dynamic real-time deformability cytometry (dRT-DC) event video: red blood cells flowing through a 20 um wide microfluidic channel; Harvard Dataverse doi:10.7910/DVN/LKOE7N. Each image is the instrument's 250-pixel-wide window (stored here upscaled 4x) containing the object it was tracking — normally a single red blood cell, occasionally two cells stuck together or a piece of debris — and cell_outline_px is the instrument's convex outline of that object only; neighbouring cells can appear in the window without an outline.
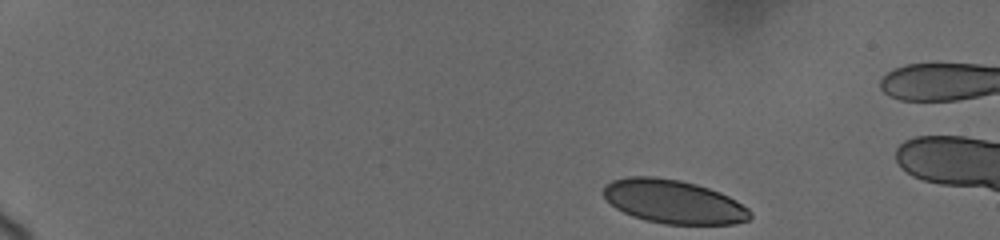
{"species": "human", "species_latin": "Homo sapiens", "temperature_condition": "cold", "stored_images_in_passage": 8, "camera_frame_rate_fps": 3000, "um_per_image_px": 0.085, "donor": {"sex": "female"}, "frame": {"image": 1, "passage_image": 1, "time_ms": 0.0, "image_size_px": [1000, 240], "cell_outline_px": [[752, 216], [748, 220], [732, 224], [664, 224], [644, 220], [632, 216], [616, 208], [604, 196], [604, 188], [612, 180], [628, 176], [652, 176], [680, 180], [696, 184], [720, 192], [736, 200], [748, 208], [752, 212]], "centroid_in_image_um": [57.27, 17.14], "position_along_channel_um": 27.7, "area_um2": 37.22}}